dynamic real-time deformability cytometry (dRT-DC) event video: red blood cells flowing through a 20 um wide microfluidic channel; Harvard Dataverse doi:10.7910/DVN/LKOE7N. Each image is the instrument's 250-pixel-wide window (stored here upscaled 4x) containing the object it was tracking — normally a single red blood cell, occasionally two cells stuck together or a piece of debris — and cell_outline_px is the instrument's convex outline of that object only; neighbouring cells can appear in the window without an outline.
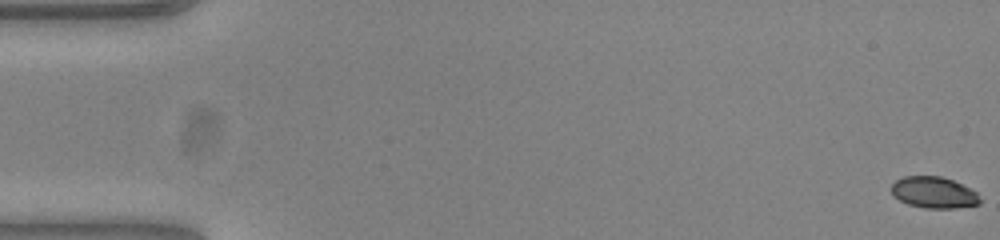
{"species": "common noctule bat (a hibernating species)", "species_latin": "Nyctalus noctula", "temperature_condition": "warm", "stored_images_in_passage": 54, "camera_frame_rate_fps": 3000, "um_per_image_px": 0.085, "animal": {"sex": "female", "body_mass_g": 23.0, "forearm_length_mm": 53.4}, "frame": {"image": 1, "passage_image": 1, "time_ms": 0.0, "image_size_px": [1000, 240], "cell_outline_px": [[980, 204], [956, 208], [924, 208], [908, 204], [892, 196], [892, 184], [896, 180], [904, 176], [940, 176], [952, 180], [976, 192], [980, 200]], "centroid_in_image_um": [79.35, 16.37], "position_along_channel_um": 5.7, "area_um2": 16.07}}
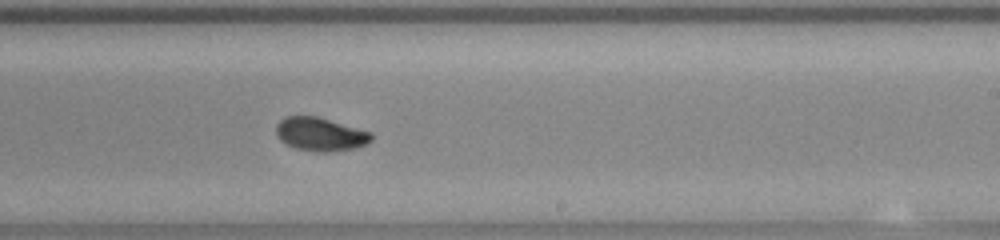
{"frame": {"image": 2, "passage_image": 33, "time_ms": 10.667, "image_size_px": [1000, 240], "cell_outline_px": [[372, 140], [368, 144], [352, 148], [324, 152], [296, 148], [280, 140], [276, 136], [276, 124], [284, 116], [316, 116], [372, 132]], "centroid_in_image_um": [27.22, 11.39], "position_along_channel_um": 261.8, "area_um2": 18.38}}
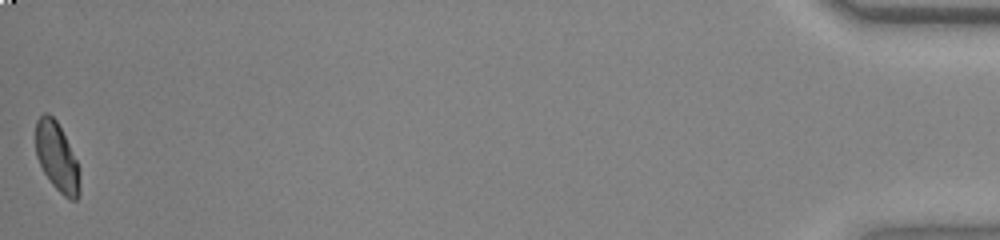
{"frame": {"image": 3, "passage_image": 54, "time_ms": 17.667, "image_size_px": [1000, 240], "cell_outline_px": [[80, 196], [76, 200], [68, 200], [52, 184], [44, 172], [36, 156], [36, 120], [44, 112], [48, 112], [56, 120], [80, 168]], "centroid_in_image_um": [4.85, 13.38], "position_along_channel_um": 430.3, "area_um2": 17.63}, "authors_computed_cell_mechanics": {"area_um2": 18.2648, "velocity_mm_per_s": 3.8548, "shape_relaxation_time_tau1_ms": 2.4355, "shape_relaxation_time_tau2_ms": 1.3603, "deformation_change_tau1": 0.1165, "deformation_change_tau2": 0.0374}}